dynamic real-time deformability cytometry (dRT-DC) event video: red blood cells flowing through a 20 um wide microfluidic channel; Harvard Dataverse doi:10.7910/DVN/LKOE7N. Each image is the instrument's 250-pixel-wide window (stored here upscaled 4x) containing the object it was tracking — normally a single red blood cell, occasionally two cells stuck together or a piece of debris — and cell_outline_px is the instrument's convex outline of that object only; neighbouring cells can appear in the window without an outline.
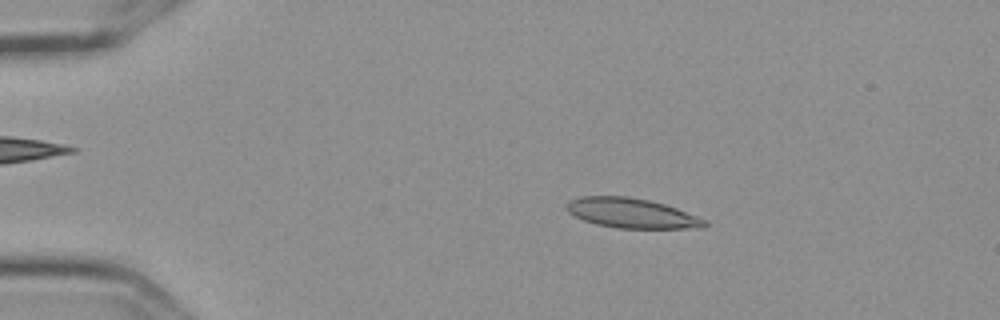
{"species": "Egyptian fruit bat (a non-hibernating species)", "species_latin": "Rousettus aegyptiacus", "temperature_condition": "cold", "stored_images_in_passage": 56, "camera_frame_rate_fps": 3000, "um_per_image_px": 0.085, "frame": {"image": 1, "passage_image": 10, "time_ms": 3.0, "image_size_px": [1000, 320], "cell_outline_px": [[708, 224], [704, 228], [616, 228], [596, 224], [584, 220], [568, 212], [564, 208], [568, 200], [580, 196], [628, 196], [648, 200], [664, 204], [676, 208], [708, 220]], "centroid_in_image_um": [53.68, 18.11], "position_along_channel_um": 31.3, "area_um2": 24.1}}
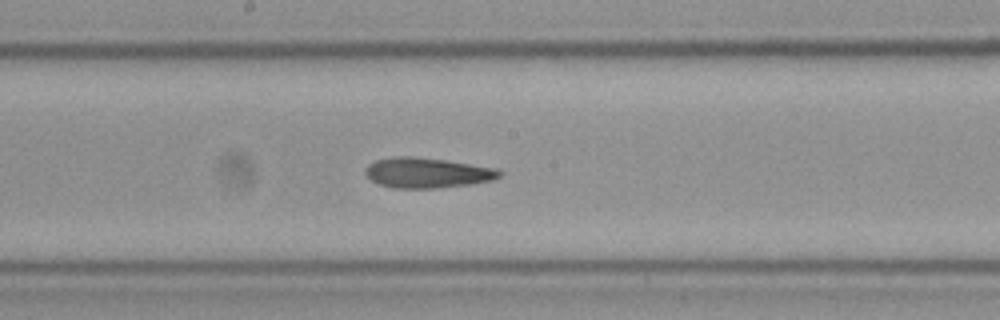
{"frame": {"image": 2, "passage_image": 30, "time_ms": 9.667, "image_size_px": [1000, 320], "cell_outline_px": [[504, 172], [500, 176], [492, 180], [472, 184], [436, 188], [392, 188], [380, 184], [372, 180], [364, 172], [368, 164], [376, 160], [400, 156], [412, 156], [448, 160], [496, 168]], "centroid_in_image_um": [36.34, 14.68], "position_along_channel_um": 211.9, "area_um2": 23.64}}
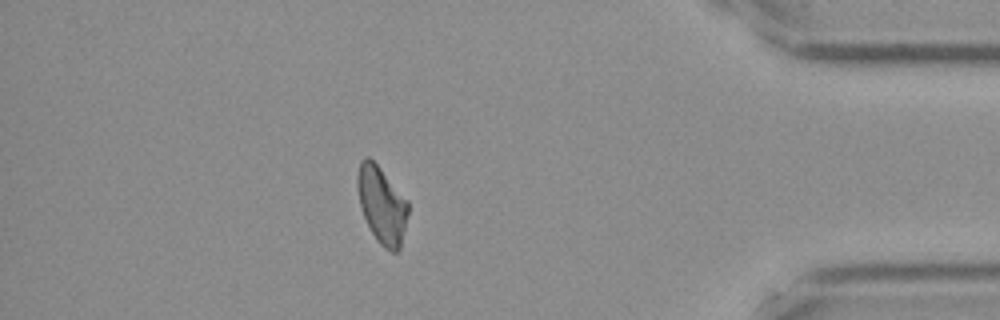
{"frame": {"image": 3, "passage_image": 49, "time_ms": 16.0, "image_size_px": [1000, 320], "cell_outline_px": [[408, 212], [400, 248], [396, 252], [392, 252], [384, 248], [376, 240], [360, 208], [356, 184], [356, 176], [360, 160], [364, 156], [368, 156], [380, 168], [408, 200]], "centroid_in_image_um": [32.43, 17.4], "position_along_channel_um": 402.8, "area_um2": 22.72}, "authors_computed_cell_mechanics": {"area_um2": 23.6402, "velocity_mm_per_s": 3.5943, "shape_relaxation_time_tau1_ms": 10.8211, "shape_relaxation_time_tau2_ms": 4.854, "deformation_change_tau1": 0.2065, "deformation_change_tau2": 0.1354}}